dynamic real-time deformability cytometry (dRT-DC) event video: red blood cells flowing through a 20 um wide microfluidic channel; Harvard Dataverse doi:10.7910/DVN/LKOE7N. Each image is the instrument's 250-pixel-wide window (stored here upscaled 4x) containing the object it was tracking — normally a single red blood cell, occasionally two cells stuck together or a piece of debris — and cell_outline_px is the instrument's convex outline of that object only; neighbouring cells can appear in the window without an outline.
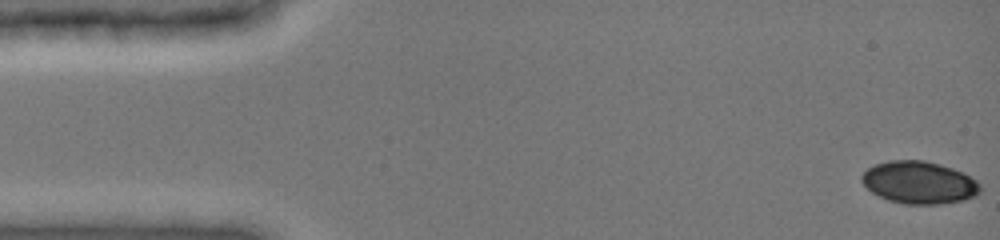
{"species": "common noctule bat (a hibernating species)", "species_latin": "Nyctalus noctula", "temperature_condition": "cold", "stored_images_in_passage": 8, "camera_frame_rate_fps": 3000, "um_per_image_px": 0.085, "animal": {"sex": "female", "body_mass_g": 19.0, "forearm_length_mm": 51.5}, "frame": {"image": 1, "passage_image": 1, "time_ms": 0.0, "image_size_px": [1000, 240], "cell_outline_px": [[980, 192], [976, 196], [960, 200], [936, 204], [904, 204], [888, 200], [872, 192], [864, 184], [860, 176], [868, 168], [876, 164], [892, 160], [924, 160], [952, 168], [976, 180], [980, 188]], "centroid_in_image_um": [78.1, 15.51], "position_along_channel_um": 6.9, "area_um2": 28.84}}
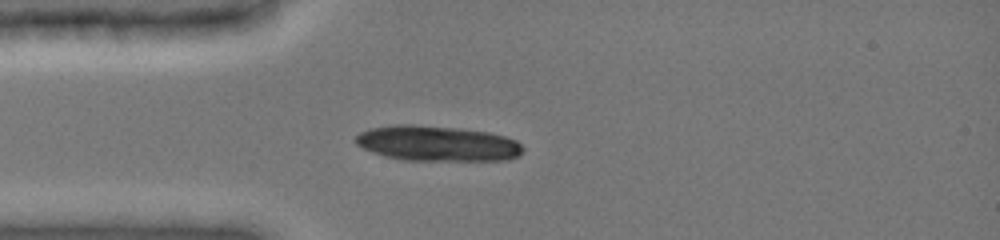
{"frame": {"image": 2, "passage_image": 6, "time_ms": 1.667, "image_size_px": [1000, 240], "cell_outline_px": [[524, 148], [520, 156], [508, 160], [404, 160], [384, 156], [372, 152], [356, 144], [356, 136], [360, 132], [368, 128], [396, 124], [412, 124], [460, 128], [488, 132], [504, 136], [516, 140]], "centroid_in_image_um": [37.17, 12.19], "position_along_channel_um": 47.8, "area_um2": 34.62}}